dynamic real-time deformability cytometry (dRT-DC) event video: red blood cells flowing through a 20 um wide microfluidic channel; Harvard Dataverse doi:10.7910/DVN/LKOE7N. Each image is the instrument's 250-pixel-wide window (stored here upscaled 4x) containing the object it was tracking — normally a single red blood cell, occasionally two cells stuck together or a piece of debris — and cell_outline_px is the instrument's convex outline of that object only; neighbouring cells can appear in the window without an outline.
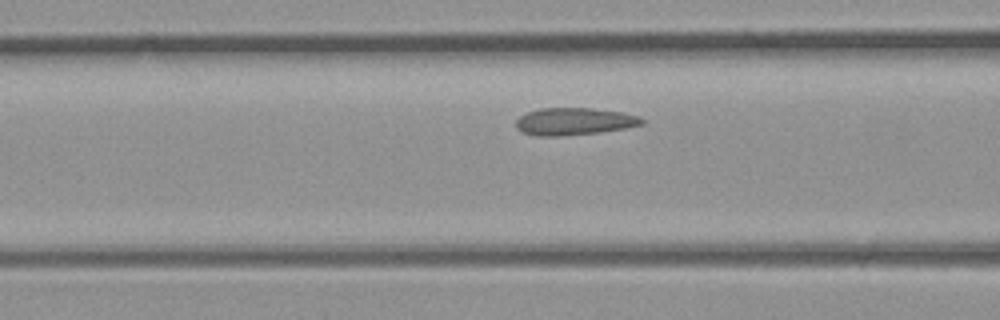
{"species": "common noctule bat (a hibernating species)", "species_latin": "Nyctalus noctula", "temperature_condition": "room temperature", "stored_images_in_passage": 4, "camera_frame_rate_fps": 3000, "um_per_image_px": 0.085, "animal": {"sex": "male", "body_mass_g": 23.1, "forearm_length_mm": 52.7}, "frame": {"image": 1, "passage_image": 4, "time_ms": 1.0, "image_size_px": [1000, 320], "cell_outline_px": [[644, 124], [624, 128], [600, 132], [556, 136], [536, 136], [520, 132], [516, 128], [516, 120], [520, 116], [528, 112], [540, 108], [592, 108], [624, 112], [640, 116], [644, 120]], "centroid_in_image_um": [48.8, 10.32], "position_along_channel_um": 117.8, "area_um2": 20.11}}